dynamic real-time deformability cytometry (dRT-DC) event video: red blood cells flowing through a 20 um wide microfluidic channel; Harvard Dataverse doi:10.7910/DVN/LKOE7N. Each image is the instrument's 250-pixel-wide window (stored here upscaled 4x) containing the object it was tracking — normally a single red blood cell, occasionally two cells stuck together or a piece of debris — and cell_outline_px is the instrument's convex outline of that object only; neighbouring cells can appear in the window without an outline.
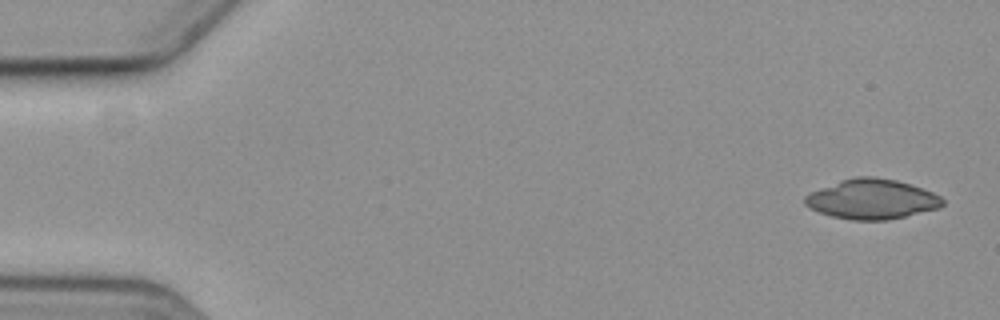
{"species": "common noctule bat (a hibernating species)", "species_latin": "Nyctalus noctula", "temperature_condition": "cold", "stored_images_in_passage": 3, "camera_frame_rate_fps": 3000, "um_per_image_px": 0.085, "animal": {"sex": "female", "body_mass_g": 19.3, "forearm_length_mm": 54.1}, "frame": {"image": 1, "passage_image": 1, "time_ms": 0.0, "image_size_px": [1000, 320], "cell_outline_px": [[944, 204], [940, 208], [888, 220], [852, 220], [832, 216], [820, 212], [804, 204], [804, 196], [820, 188], [840, 180], [856, 176], [872, 176], [896, 180], [932, 192], [940, 196], [944, 200]], "centroid_in_image_um": [74.12, 16.93], "position_along_channel_um": 10.9, "area_um2": 31.79}}